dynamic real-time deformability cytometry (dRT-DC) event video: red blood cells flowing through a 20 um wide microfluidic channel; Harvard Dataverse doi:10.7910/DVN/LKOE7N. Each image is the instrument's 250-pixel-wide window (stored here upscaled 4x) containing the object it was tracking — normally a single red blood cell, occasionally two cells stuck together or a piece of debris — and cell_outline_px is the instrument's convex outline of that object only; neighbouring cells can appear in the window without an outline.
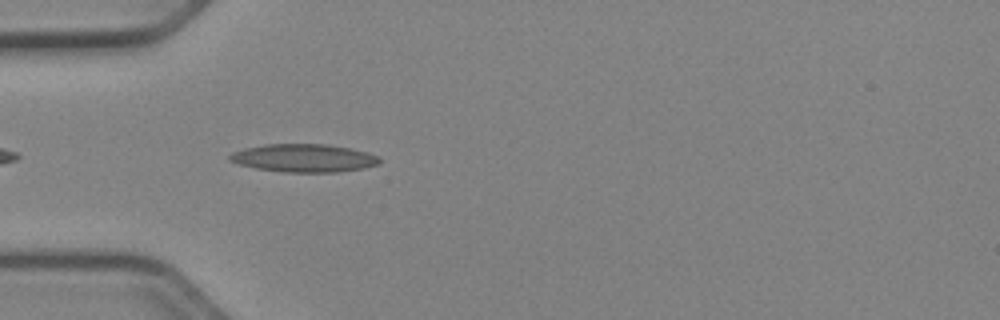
{"species": "Egyptian fruit bat (a non-hibernating species)", "species_latin": "Rousettus aegyptiacus", "temperature_condition": "cold", "stored_images_in_passage": 13, "camera_frame_rate_fps": 3000, "um_per_image_px": 0.085, "animal": {"sex": "female"}, "frame": {"image": 1, "passage_image": 3, "time_ms": 0.667, "image_size_px": [1000, 320], "cell_outline_px": [[380, 164], [364, 168], [336, 172], [284, 172], [256, 168], [240, 164], [228, 160], [228, 156], [232, 152], [244, 148], [264, 144], [324, 144], [348, 148], [368, 152], [376, 156], [380, 160]], "centroid_in_image_um": [25.8, 13.43], "position_along_channel_um": 59.2, "area_um2": 24.39}}
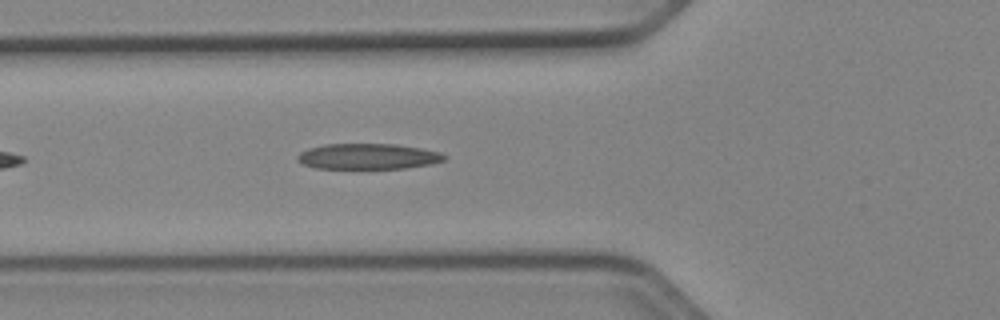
{"frame": {"image": 2, "passage_image": 6, "time_ms": 1.667, "image_size_px": [1000, 320], "cell_outline_px": [[448, 156], [444, 160], [432, 164], [404, 168], [316, 168], [304, 164], [296, 160], [296, 156], [300, 152], [308, 148], [324, 144], [396, 144], [420, 148], [440, 152]], "centroid_in_image_um": [31.28, 13.29], "position_along_channel_um": 94.5, "area_um2": 21.96}}